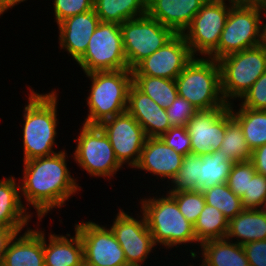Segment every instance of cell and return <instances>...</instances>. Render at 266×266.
<instances>
[{"instance_id":"1","label":"cell","mask_w":266,"mask_h":266,"mask_svg":"<svg viewBox=\"0 0 266 266\" xmlns=\"http://www.w3.org/2000/svg\"><path fill=\"white\" fill-rule=\"evenodd\" d=\"M66 154L59 151L50 156L24 161L22 196L37 211L38 219L51 209L61 208L80 186L67 169Z\"/></svg>"},{"instance_id":"2","label":"cell","mask_w":266,"mask_h":266,"mask_svg":"<svg viewBox=\"0 0 266 266\" xmlns=\"http://www.w3.org/2000/svg\"><path fill=\"white\" fill-rule=\"evenodd\" d=\"M30 93L23 113L24 161L56 153L52 150L58 123L56 92L39 94L30 89Z\"/></svg>"},{"instance_id":"3","label":"cell","mask_w":266,"mask_h":266,"mask_svg":"<svg viewBox=\"0 0 266 266\" xmlns=\"http://www.w3.org/2000/svg\"><path fill=\"white\" fill-rule=\"evenodd\" d=\"M86 75L92 85L86 100L89 114L84 124L100 125L127 111L128 92L133 84L132 70L97 71Z\"/></svg>"},{"instance_id":"4","label":"cell","mask_w":266,"mask_h":266,"mask_svg":"<svg viewBox=\"0 0 266 266\" xmlns=\"http://www.w3.org/2000/svg\"><path fill=\"white\" fill-rule=\"evenodd\" d=\"M175 83L178 95L198 111L229 107L223 98L220 66L215 59L193 57Z\"/></svg>"},{"instance_id":"5","label":"cell","mask_w":266,"mask_h":266,"mask_svg":"<svg viewBox=\"0 0 266 266\" xmlns=\"http://www.w3.org/2000/svg\"><path fill=\"white\" fill-rule=\"evenodd\" d=\"M261 12L266 14V0H245L233 4L218 47L208 58L218 61L227 55L258 46Z\"/></svg>"},{"instance_id":"6","label":"cell","mask_w":266,"mask_h":266,"mask_svg":"<svg viewBox=\"0 0 266 266\" xmlns=\"http://www.w3.org/2000/svg\"><path fill=\"white\" fill-rule=\"evenodd\" d=\"M142 213L156 244L167 248L184 243L198 242L193 224L180 212L176 200L169 194L165 197L141 199Z\"/></svg>"},{"instance_id":"7","label":"cell","mask_w":266,"mask_h":266,"mask_svg":"<svg viewBox=\"0 0 266 266\" xmlns=\"http://www.w3.org/2000/svg\"><path fill=\"white\" fill-rule=\"evenodd\" d=\"M218 63L223 98L230 104V99H241L266 71V50L255 46L227 55L219 59Z\"/></svg>"},{"instance_id":"8","label":"cell","mask_w":266,"mask_h":266,"mask_svg":"<svg viewBox=\"0 0 266 266\" xmlns=\"http://www.w3.org/2000/svg\"><path fill=\"white\" fill-rule=\"evenodd\" d=\"M124 53L129 70L152 55L175 33L159 21L145 14L120 24Z\"/></svg>"},{"instance_id":"9","label":"cell","mask_w":266,"mask_h":266,"mask_svg":"<svg viewBox=\"0 0 266 266\" xmlns=\"http://www.w3.org/2000/svg\"><path fill=\"white\" fill-rule=\"evenodd\" d=\"M77 63L86 74L129 69L120 24L100 22L89 40L87 50Z\"/></svg>"},{"instance_id":"10","label":"cell","mask_w":266,"mask_h":266,"mask_svg":"<svg viewBox=\"0 0 266 266\" xmlns=\"http://www.w3.org/2000/svg\"><path fill=\"white\" fill-rule=\"evenodd\" d=\"M73 158L90 176L112 177L121 168L113 147L99 125L83 123Z\"/></svg>"},{"instance_id":"11","label":"cell","mask_w":266,"mask_h":266,"mask_svg":"<svg viewBox=\"0 0 266 266\" xmlns=\"http://www.w3.org/2000/svg\"><path fill=\"white\" fill-rule=\"evenodd\" d=\"M229 4L207 1L182 33L194 57L196 53L208 57L218 47L220 35L233 5Z\"/></svg>"},{"instance_id":"12","label":"cell","mask_w":266,"mask_h":266,"mask_svg":"<svg viewBox=\"0 0 266 266\" xmlns=\"http://www.w3.org/2000/svg\"><path fill=\"white\" fill-rule=\"evenodd\" d=\"M99 126L108 137L118 162L121 165L127 162L134 168L147 139L142 126L127 111Z\"/></svg>"},{"instance_id":"13","label":"cell","mask_w":266,"mask_h":266,"mask_svg":"<svg viewBox=\"0 0 266 266\" xmlns=\"http://www.w3.org/2000/svg\"><path fill=\"white\" fill-rule=\"evenodd\" d=\"M83 245L84 261L95 266H128L112 230L94 222L75 224Z\"/></svg>"},{"instance_id":"14","label":"cell","mask_w":266,"mask_h":266,"mask_svg":"<svg viewBox=\"0 0 266 266\" xmlns=\"http://www.w3.org/2000/svg\"><path fill=\"white\" fill-rule=\"evenodd\" d=\"M193 57L183 34H175L161 48L142 60L132 70V74L175 80Z\"/></svg>"},{"instance_id":"15","label":"cell","mask_w":266,"mask_h":266,"mask_svg":"<svg viewBox=\"0 0 266 266\" xmlns=\"http://www.w3.org/2000/svg\"><path fill=\"white\" fill-rule=\"evenodd\" d=\"M142 216V219L137 220L119 209L111 226L117 242L124 251L128 266H141L155 246L144 213Z\"/></svg>"},{"instance_id":"16","label":"cell","mask_w":266,"mask_h":266,"mask_svg":"<svg viewBox=\"0 0 266 266\" xmlns=\"http://www.w3.org/2000/svg\"><path fill=\"white\" fill-rule=\"evenodd\" d=\"M228 107L197 111L186 125L191 138V153L198 156L218 151L226 130Z\"/></svg>"},{"instance_id":"17","label":"cell","mask_w":266,"mask_h":266,"mask_svg":"<svg viewBox=\"0 0 266 266\" xmlns=\"http://www.w3.org/2000/svg\"><path fill=\"white\" fill-rule=\"evenodd\" d=\"M99 23L94 9L64 19L58 24L60 47L66 49L77 62L87 50Z\"/></svg>"},{"instance_id":"18","label":"cell","mask_w":266,"mask_h":266,"mask_svg":"<svg viewBox=\"0 0 266 266\" xmlns=\"http://www.w3.org/2000/svg\"><path fill=\"white\" fill-rule=\"evenodd\" d=\"M127 112L142 126L147 138L160 137L170 128L167 112L134 84L129 88Z\"/></svg>"},{"instance_id":"19","label":"cell","mask_w":266,"mask_h":266,"mask_svg":"<svg viewBox=\"0 0 266 266\" xmlns=\"http://www.w3.org/2000/svg\"><path fill=\"white\" fill-rule=\"evenodd\" d=\"M206 2V0H147V14L170 28L175 34H182Z\"/></svg>"},{"instance_id":"20","label":"cell","mask_w":266,"mask_h":266,"mask_svg":"<svg viewBox=\"0 0 266 266\" xmlns=\"http://www.w3.org/2000/svg\"><path fill=\"white\" fill-rule=\"evenodd\" d=\"M183 157L167 146L160 137H150L146 139L139 161L134 168H140L173 181L181 168Z\"/></svg>"},{"instance_id":"21","label":"cell","mask_w":266,"mask_h":266,"mask_svg":"<svg viewBox=\"0 0 266 266\" xmlns=\"http://www.w3.org/2000/svg\"><path fill=\"white\" fill-rule=\"evenodd\" d=\"M42 232L27 228L22 236L16 233L7 246L2 266H45Z\"/></svg>"},{"instance_id":"22","label":"cell","mask_w":266,"mask_h":266,"mask_svg":"<svg viewBox=\"0 0 266 266\" xmlns=\"http://www.w3.org/2000/svg\"><path fill=\"white\" fill-rule=\"evenodd\" d=\"M14 177L0 180V227L14 229L21 233L32 214H28L22 204L20 186Z\"/></svg>"},{"instance_id":"23","label":"cell","mask_w":266,"mask_h":266,"mask_svg":"<svg viewBox=\"0 0 266 266\" xmlns=\"http://www.w3.org/2000/svg\"><path fill=\"white\" fill-rule=\"evenodd\" d=\"M49 236L47 245L43 233L45 266H82L84 261L83 245L76 230L74 237H70V234L67 236L50 234Z\"/></svg>"},{"instance_id":"24","label":"cell","mask_w":266,"mask_h":266,"mask_svg":"<svg viewBox=\"0 0 266 266\" xmlns=\"http://www.w3.org/2000/svg\"><path fill=\"white\" fill-rule=\"evenodd\" d=\"M240 245L266 239V210L245 208L229 221L226 238ZM240 238V239H239Z\"/></svg>"},{"instance_id":"25","label":"cell","mask_w":266,"mask_h":266,"mask_svg":"<svg viewBox=\"0 0 266 266\" xmlns=\"http://www.w3.org/2000/svg\"><path fill=\"white\" fill-rule=\"evenodd\" d=\"M227 238L204 241L200 266H250L243 246Z\"/></svg>"},{"instance_id":"26","label":"cell","mask_w":266,"mask_h":266,"mask_svg":"<svg viewBox=\"0 0 266 266\" xmlns=\"http://www.w3.org/2000/svg\"><path fill=\"white\" fill-rule=\"evenodd\" d=\"M234 162L220 151L199 156L198 191H205L218 184L227 183Z\"/></svg>"},{"instance_id":"27","label":"cell","mask_w":266,"mask_h":266,"mask_svg":"<svg viewBox=\"0 0 266 266\" xmlns=\"http://www.w3.org/2000/svg\"><path fill=\"white\" fill-rule=\"evenodd\" d=\"M100 22L123 24L147 14V0H94Z\"/></svg>"},{"instance_id":"28","label":"cell","mask_w":266,"mask_h":266,"mask_svg":"<svg viewBox=\"0 0 266 266\" xmlns=\"http://www.w3.org/2000/svg\"><path fill=\"white\" fill-rule=\"evenodd\" d=\"M233 103L229 104L232 117L239 123L245 141L252 150L266 144V110H255L242 107L239 111L233 110Z\"/></svg>"},{"instance_id":"29","label":"cell","mask_w":266,"mask_h":266,"mask_svg":"<svg viewBox=\"0 0 266 266\" xmlns=\"http://www.w3.org/2000/svg\"><path fill=\"white\" fill-rule=\"evenodd\" d=\"M229 221L216 207L205 204L204 209L193 225L199 244L213 239L226 238Z\"/></svg>"},{"instance_id":"30","label":"cell","mask_w":266,"mask_h":266,"mask_svg":"<svg viewBox=\"0 0 266 266\" xmlns=\"http://www.w3.org/2000/svg\"><path fill=\"white\" fill-rule=\"evenodd\" d=\"M133 84L165 109L170 107L178 96L175 80L172 79L133 75Z\"/></svg>"},{"instance_id":"31","label":"cell","mask_w":266,"mask_h":266,"mask_svg":"<svg viewBox=\"0 0 266 266\" xmlns=\"http://www.w3.org/2000/svg\"><path fill=\"white\" fill-rule=\"evenodd\" d=\"M233 162L249 161L251 159V149L248 147L243 131L239 123L232 117L231 109H226V130L219 148Z\"/></svg>"},{"instance_id":"32","label":"cell","mask_w":266,"mask_h":266,"mask_svg":"<svg viewBox=\"0 0 266 266\" xmlns=\"http://www.w3.org/2000/svg\"><path fill=\"white\" fill-rule=\"evenodd\" d=\"M203 195L205 203L220 210L228 221L245 209L241 198L230 190L227 183L209 188L203 191Z\"/></svg>"},{"instance_id":"33","label":"cell","mask_w":266,"mask_h":266,"mask_svg":"<svg viewBox=\"0 0 266 266\" xmlns=\"http://www.w3.org/2000/svg\"><path fill=\"white\" fill-rule=\"evenodd\" d=\"M199 177V156L188 153L183 157V163L177 175L171 182L174 184L169 191H197V178Z\"/></svg>"},{"instance_id":"34","label":"cell","mask_w":266,"mask_h":266,"mask_svg":"<svg viewBox=\"0 0 266 266\" xmlns=\"http://www.w3.org/2000/svg\"><path fill=\"white\" fill-rule=\"evenodd\" d=\"M177 202L183 216L194 225L205 206L201 191H167Z\"/></svg>"},{"instance_id":"35","label":"cell","mask_w":266,"mask_h":266,"mask_svg":"<svg viewBox=\"0 0 266 266\" xmlns=\"http://www.w3.org/2000/svg\"><path fill=\"white\" fill-rule=\"evenodd\" d=\"M256 173L255 167L250 160L234 162L227 185L235 195L241 198L245 193H248L249 179H252Z\"/></svg>"},{"instance_id":"36","label":"cell","mask_w":266,"mask_h":266,"mask_svg":"<svg viewBox=\"0 0 266 266\" xmlns=\"http://www.w3.org/2000/svg\"><path fill=\"white\" fill-rule=\"evenodd\" d=\"M241 200L244 208L265 209L266 176L256 173L249 179L248 193H245Z\"/></svg>"},{"instance_id":"37","label":"cell","mask_w":266,"mask_h":266,"mask_svg":"<svg viewBox=\"0 0 266 266\" xmlns=\"http://www.w3.org/2000/svg\"><path fill=\"white\" fill-rule=\"evenodd\" d=\"M198 110L186 99L177 96L170 107L166 108L171 127L186 126Z\"/></svg>"},{"instance_id":"38","label":"cell","mask_w":266,"mask_h":266,"mask_svg":"<svg viewBox=\"0 0 266 266\" xmlns=\"http://www.w3.org/2000/svg\"><path fill=\"white\" fill-rule=\"evenodd\" d=\"M54 14L57 24L64 19L94 9V0H54Z\"/></svg>"},{"instance_id":"39","label":"cell","mask_w":266,"mask_h":266,"mask_svg":"<svg viewBox=\"0 0 266 266\" xmlns=\"http://www.w3.org/2000/svg\"><path fill=\"white\" fill-rule=\"evenodd\" d=\"M160 138L178 154L184 156L191 153V138L186 126L171 127L166 133L162 134Z\"/></svg>"},{"instance_id":"40","label":"cell","mask_w":266,"mask_h":266,"mask_svg":"<svg viewBox=\"0 0 266 266\" xmlns=\"http://www.w3.org/2000/svg\"><path fill=\"white\" fill-rule=\"evenodd\" d=\"M242 107L255 110H266V71L255 81L241 98Z\"/></svg>"},{"instance_id":"41","label":"cell","mask_w":266,"mask_h":266,"mask_svg":"<svg viewBox=\"0 0 266 266\" xmlns=\"http://www.w3.org/2000/svg\"><path fill=\"white\" fill-rule=\"evenodd\" d=\"M250 266H266V239L242 245Z\"/></svg>"},{"instance_id":"42","label":"cell","mask_w":266,"mask_h":266,"mask_svg":"<svg viewBox=\"0 0 266 266\" xmlns=\"http://www.w3.org/2000/svg\"><path fill=\"white\" fill-rule=\"evenodd\" d=\"M250 161L257 173L266 176V144L252 150Z\"/></svg>"},{"instance_id":"43","label":"cell","mask_w":266,"mask_h":266,"mask_svg":"<svg viewBox=\"0 0 266 266\" xmlns=\"http://www.w3.org/2000/svg\"><path fill=\"white\" fill-rule=\"evenodd\" d=\"M16 233L14 229L0 227V266H2L7 246Z\"/></svg>"},{"instance_id":"44","label":"cell","mask_w":266,"mask_h":266,"mask_svg":"<svg viewBox=\"0 0 266 266\" xmlns=\"http://www.w3.org/2000/svg\"><path fill=\"white\" fill-rule=\"evenodd\" d=\"M26 0H0V15L3 14L7 9L14 7Z\"/></svg>"},{"instance_id":"45","label":"cell","mask_w":266,"mask_h":266,"mask_svg":"<svg viewBox=\"0 0 266 266\" xmlns=\"http://www.w3.org/2000/svg\"><path fill=\"white\" fill-rule=\"evenodd\" d=\"M258 46L266 50V24H260L259 42Z\"/></svg>"},{"instance_id":"46","label":"cell","mask_w":266,"mask_h":266,"mask_svg":"<svg viewBox=\"0 0 266 266\" xmlns=\"http://www.w3.org/2000/svg\"><path fill=\"white\" fill-rule=\"evenodd\" d=\"M206 1H215V2H225L227 0H206ZM231 4H238L240 2H243L245 0H228Z\"/></svg>"},{"instance_id":"47","label":"cell","mask_w":266,"mask_h":266,"mask_svg":"<svg viewBox=\"0 0 266 266\" xmlns=\"http://www.w3.org/2000/svg\"><path fill=\"white\" fill-rule=\"evenodd\" d=\"M82 266H95V265H92V264H89V263H86L85 261H83Z\"/></svg>"}]
</instances>
